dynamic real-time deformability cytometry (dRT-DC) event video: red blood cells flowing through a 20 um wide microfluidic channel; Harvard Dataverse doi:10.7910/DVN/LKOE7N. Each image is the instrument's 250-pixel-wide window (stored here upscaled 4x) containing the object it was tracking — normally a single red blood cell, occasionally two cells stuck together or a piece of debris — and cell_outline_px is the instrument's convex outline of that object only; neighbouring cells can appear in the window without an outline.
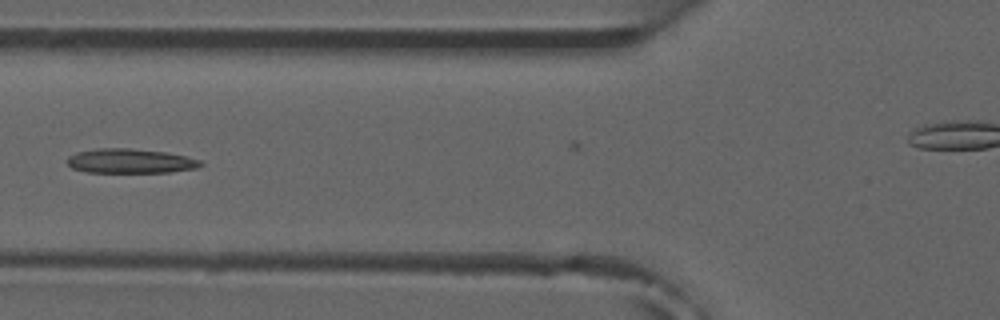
{"species": "common noctule bat (a hibernating species)", "species_latin": "Nyctalus noctula", "temperature_condition": "room temperature", "stored_images_in_passage": 7, "camera_frame_rate_fps": 3000, "um_per_image_px": 0.085, "animal": {"sex": "male", "forearm_length_mm": 52.5}, "frame": {"image": 1, "passage_image": 7, "time_ms": 7.0, "image_size_px": [1000, 320], "cell_outline_px": [[204, 164], [196, 168], [172, 172], [88, 172], [72, 168], [64, 160], [68, 156], [76, 152], [96, 148], [128, 148], [164, 152], [184, 156], [200, 160]], "centroid_in_image_um": [11.02, 13.68], "position_along_channel_um": 114.8, "area_um2": 19.02}}